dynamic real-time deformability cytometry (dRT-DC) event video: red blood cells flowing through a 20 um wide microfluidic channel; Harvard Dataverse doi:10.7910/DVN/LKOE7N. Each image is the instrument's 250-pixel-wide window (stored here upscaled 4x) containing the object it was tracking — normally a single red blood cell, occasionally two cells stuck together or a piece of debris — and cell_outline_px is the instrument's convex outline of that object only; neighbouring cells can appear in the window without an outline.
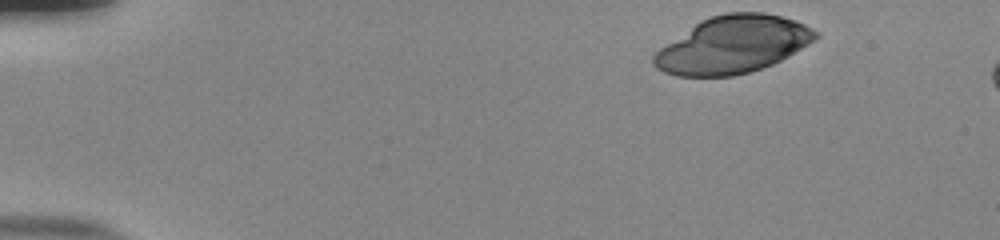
{"species": "human", "species_latin": "Homo sapiens", "temperature_condition": "room temperature", "stored_images_in_passage": 11, "camera_frame_rate_fps": 3000, "um_per_image_px": 0.085, "donor": {"sex": "male"}, "frame": {"image": 1, "passage_image": 1, "time_ms": 0.0, "image_size_px": [1000, 240], "cell_outline_px": [[820, 36], [816, 40], [788, 56], [772, 64], [748, 72], [732, 76], [676, 76], [664, 72], [656, 68], [652, 64], [652, 56], [660, 48], [700, 20], [712, 16], [728, 12], [764, 12], [796, 20], [820, 32]], "centroid_in_image_um": [62.3, 3.79], "position_along_channel_um": 22.7, "area_um2": 53.87}}